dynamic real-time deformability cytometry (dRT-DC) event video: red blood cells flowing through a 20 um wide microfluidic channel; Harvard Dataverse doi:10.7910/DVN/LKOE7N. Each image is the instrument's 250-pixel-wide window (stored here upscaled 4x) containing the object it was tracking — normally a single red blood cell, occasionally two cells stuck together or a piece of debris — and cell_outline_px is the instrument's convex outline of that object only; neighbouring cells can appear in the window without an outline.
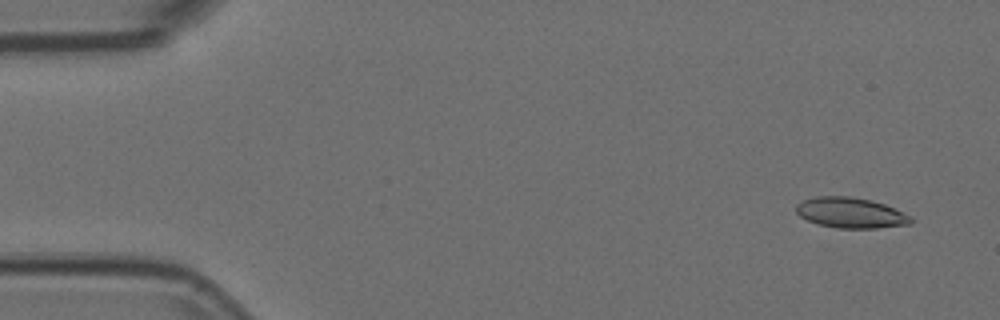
{"species": "Egyptian fruit bat (a non-hibernating species)", "species_latin": "Rousettus aegyptiacus", "temperature_condition": "room temperature", "stored_images_in_passage": 8, "camera_frame_rate_fps": 3000, "um_per_image_px": 0.085, "animal": {"sex": "female"}, "frame": {"image": 1, "passage_image": 1, "time_ms": 0.0, "image_size_px": [1000, 320], "cell_outline_px": [[912, 224], [876, 228], [836, 228], [816, 224], [800, 216], [796, 212], [796, 204], [804, 200], [816, 196], [852, 196], [872, 200], [884, 204], [912, 216]], "centroid_in_image_um": [72.31, 18.09], "position_along_channel_um": 12.7, "area_um2": 20.52}}
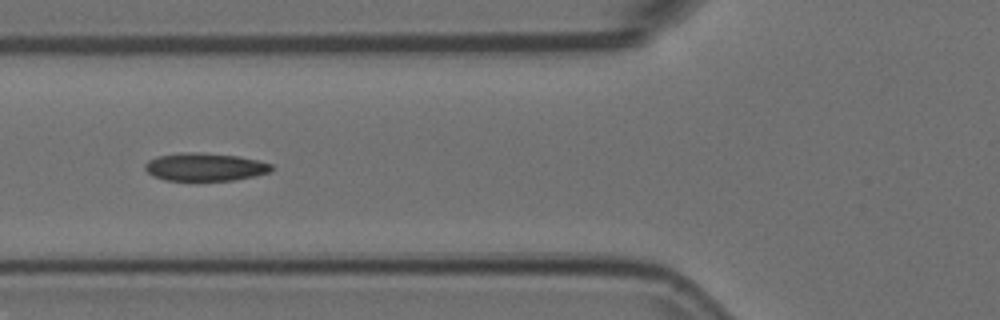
{"frame": {"image": 2, "passage_image": 6, "time_ms": 1.667, "image_size_px": [1000, 320], "cell_outline_px": [[272, 168], [268, 172], [252, 176], [232, 180], [164, 180], [152, 176], [144, 168], [144, 164], [148, 160], [156, 156], [180, 152], [200, 152], [236, 156], [260, 160], [272, 164]], "centroid_in_image_um": [17.36, 14.18], "position_along_channel_um": 108.4, "area_um2": 20.58}}
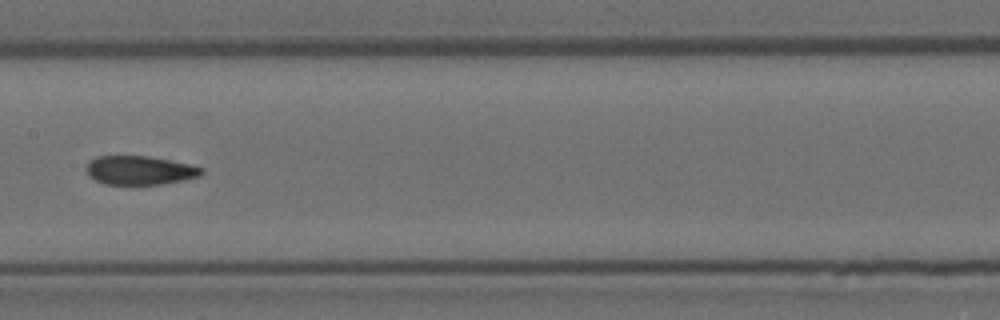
{"frame": {"image": 3, "passage_image": 8, "time_ms": 2.333, "image_size_px": [1000, 320], "cell_outline_px": [[204, 172], [200, 176], [184, 180], [160, 184], [104, 184], [88, 176], [84, 168], [88, 160], [96, 156], [148, 156], [188, 164], [204, 168]], "centroid_in_image_um": [11.83, 14.47], "position_along_channel_um": 195.6, "area_um2": 19.48}}